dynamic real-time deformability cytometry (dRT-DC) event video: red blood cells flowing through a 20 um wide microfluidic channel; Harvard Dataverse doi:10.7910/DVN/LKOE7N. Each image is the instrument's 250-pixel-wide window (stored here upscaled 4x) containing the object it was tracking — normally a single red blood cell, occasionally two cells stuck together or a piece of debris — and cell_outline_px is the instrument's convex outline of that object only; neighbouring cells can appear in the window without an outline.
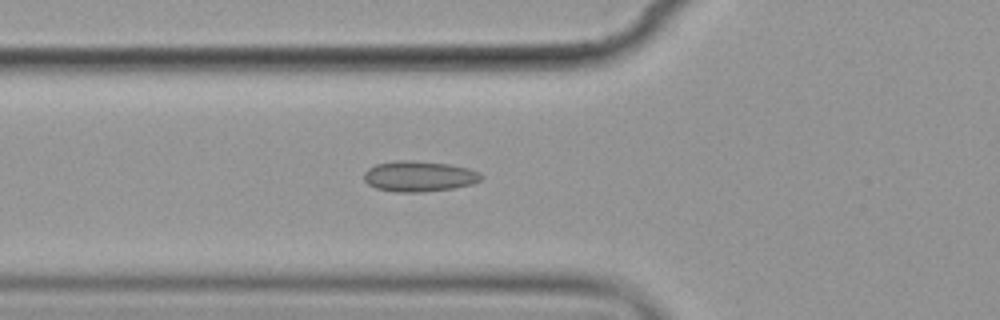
{"species": "common noctule bat (a hibernating species)", "species_latin": "Nyctalus noctula", "temperature_condition": "cold", "stored_images_in_passage": 6, "camera_frame_rate_fps": 3000, "um_per_image_px": 0.085, "animal": {"sex": "female", "body_mass_g": 19.9}, "frame": {"image": 1, "passage_image": 6, "time_ms": 5.667, "image_size_px": [1000, 320], "cell_outline_px": [[484, 176], [480, 180], [472, 184], [452, 188], [420, 192], [396, 192], [376, 188], [368, 184], [364, 180], [364, 172], [368, 168], [376, 164], [396, 160], [412, 160], [448, 164], [468, 168], [480, 172]], "centroid_in_image_um": [35.61, 14.98], "position_along_channel_um": 90.2, "area_um2": 20.92}}